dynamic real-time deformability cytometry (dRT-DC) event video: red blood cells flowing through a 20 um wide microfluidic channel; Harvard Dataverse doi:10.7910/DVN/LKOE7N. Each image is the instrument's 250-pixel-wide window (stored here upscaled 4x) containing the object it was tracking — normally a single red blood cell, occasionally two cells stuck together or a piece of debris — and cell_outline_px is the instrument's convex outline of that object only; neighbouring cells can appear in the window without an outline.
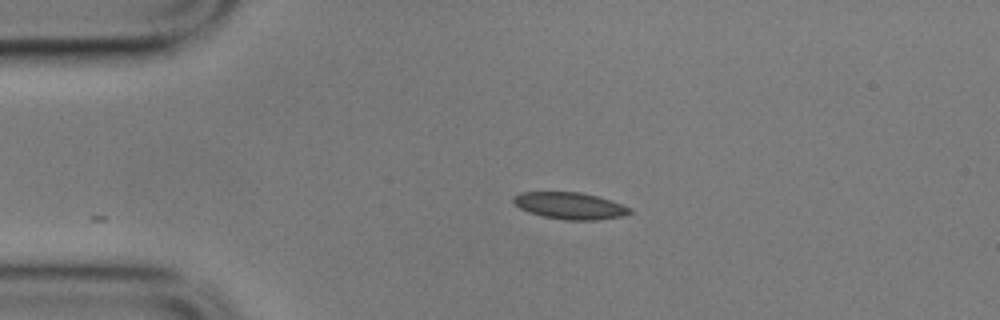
{"species": "common noctule bat (a hibernating species)", "species_latin": "Nyctalus noctula", "temperature_condition": "cold", "stored_images_in_passage": 26, "camera_frame_rate_fps": 3000, "um_per_image_px": 0.085, "animal": {"sex": "male", "body_mass_g": 17.9}, "frame": {"image": 1, "passage_image": 1, "time_ms": 0.0, "image_size_px": [1000, 320], "cell_outline_px": [[632, 212], [624, 216], [596, 220], [564, 220], [544, 216], [528, 212], [520, 208], [512, 200], [512, 196], [520, 192], [580, 192], [596, 196], [632, 208]], "centroid_in_image_um": [48.43, 17.49], "position_along_channel_um": 36.6, "area_um2": 18.09}}
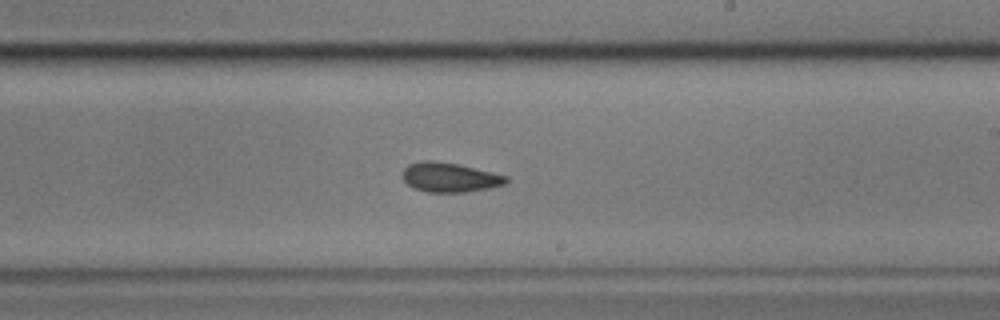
{"frame": {"image": 2, "passage_image": 22, "time_ms": 7.0, "image_size_px": [1000, 320], "cell_outline_px": [[508, 180], [504, 184], [488, 188], [468, 192], [428, 192], [416, 188], [408, 184], [400, 176], [404, 168], [408, 164], [424, 160], [432, 160], [456, 164], [492, 172], [508, 176]], "centroid_in_image_um": [38.2, 15.07], "position_along_channel_um": 250.8, "area_um2": 17.69}}
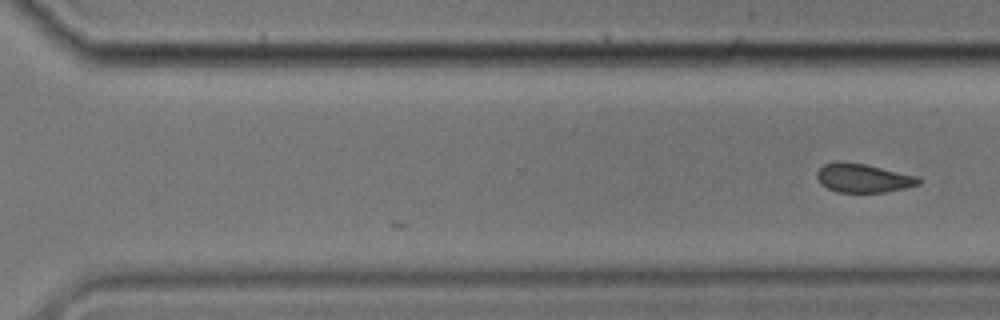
{"frame": {"image": 3, "passage_image": 26, "time_ms": 8.333, "image_size_px": [1000, 320], "cell_outline_px": [[920, 184], [904, 188], [884, 192], [836, 192], [820, 184], [816, 176], [816, 172], [824, 164], [836, 160], [840, 160], [864, 164], [920, 176]], "centroid_in_image_um": [73.34, 15.12], "position_along_channel_um": 297.3, "area_um2": 17.22}}